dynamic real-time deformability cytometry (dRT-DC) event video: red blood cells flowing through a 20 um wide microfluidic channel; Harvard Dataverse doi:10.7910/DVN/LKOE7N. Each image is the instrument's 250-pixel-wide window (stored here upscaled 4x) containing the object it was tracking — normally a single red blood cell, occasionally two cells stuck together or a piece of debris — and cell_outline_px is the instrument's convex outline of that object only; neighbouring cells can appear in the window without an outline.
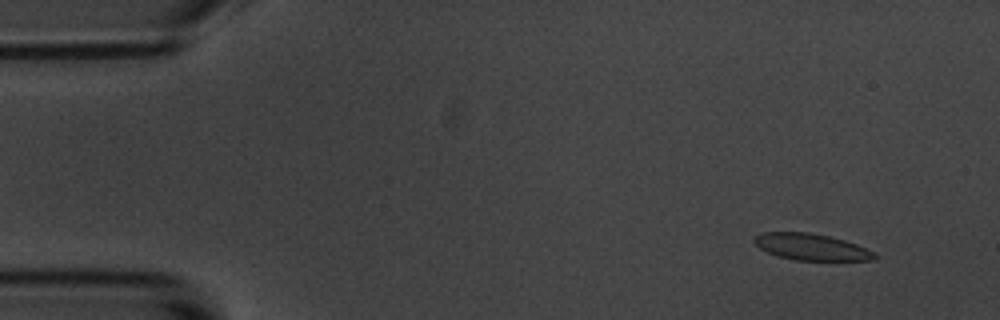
{"species": "common noctule bat (a hibernating species)", "species_latin": "Nyctalus noctula", "temperature_condition": "room temperature", "stored_images_in_passage": 5, "camera_frame_rate_fps": 3000, "um_per_image_px": 0.085, "animal": {"sex": "male", "body_mass_g": 20.1, "forearm_length_mm": 53.5}, "frame": {"image": 1, "passage_image": 2, "time_ms": 1.0, "image_size_px": [1000, 320], "cell_outline_px": [[880, 256], [876, 260], [792, 260], [776, 256], [760, 248], [752, 240], [752, 236], [764, 232], [808, 232], [828, 236], [844, 240], [856, 244], [876, 252]], "centroid_in_image_um": [68.97, 20.99], "position_along_channel_um": 16.0, "area_um2": 18.79}}
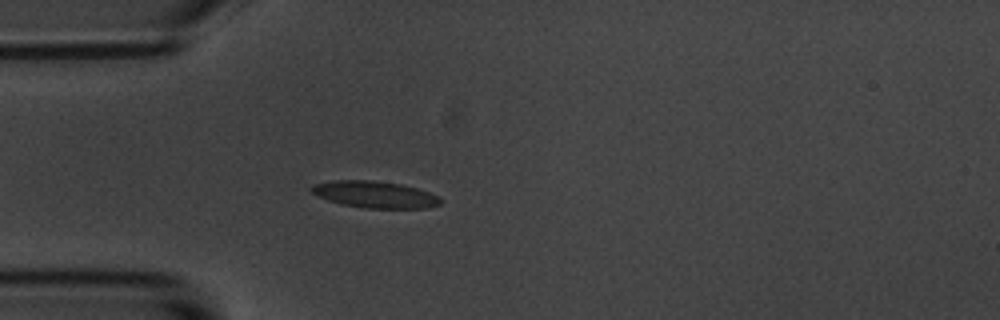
{"frame": {"image": 2, "passage_image": 5, "time_ms": 4.667, "image_size_px": [1000, 320], "cell_outline_px": [[444, 200], [440, 204], [428, 208], [364, 208], [340, 204], [328, 200], [312, 192], [308, 188], [312, 184], [332, 180], [372, 180], [400, 184], [416, 188], [440, 196]], "centroid_in_image_um": [31.86, 16.53], "position_along_channel_um": 53.1, "area_um2": 20.23}}